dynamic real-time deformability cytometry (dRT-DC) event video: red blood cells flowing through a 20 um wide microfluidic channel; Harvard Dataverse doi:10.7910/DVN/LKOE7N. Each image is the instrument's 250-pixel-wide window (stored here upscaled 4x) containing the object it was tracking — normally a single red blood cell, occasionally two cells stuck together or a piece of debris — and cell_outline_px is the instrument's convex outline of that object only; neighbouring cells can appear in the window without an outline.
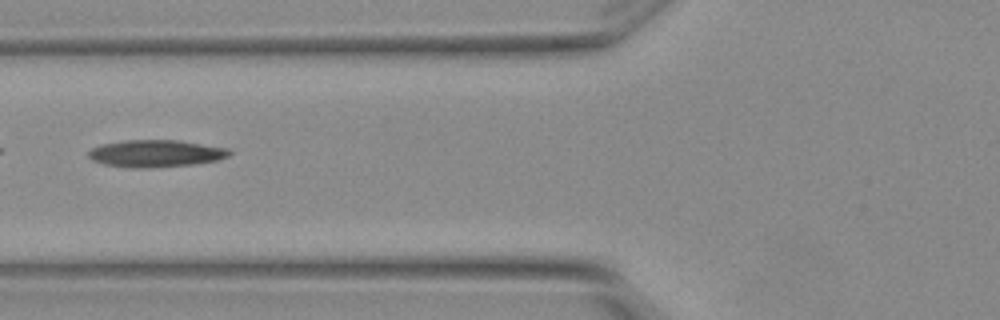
{"species": "Egyptian fruit bat (a non-hibernating species)", "species_latin": "Rousettus aegyptiacus", "temperature_condition": "warm", "stored_images_in_passage": 5, "camera_frame_rate_fps": 3000, "um_per_image_px": 0.085, "animal": {"sex": "female"}, "frame": {"image": 1, "passage_image": 5, "time_ms": 1.333, "image_size_px": [1000, 320], "cell_outline_px": [[232, 152], [228, 156], [216, 160], [192, 164], [140, 168], [104, 164], [92, 160], [88, 156], [88, 152], [92, 148], [100, 144], [124, 140], [176, 140], [228, 148]], "centroid_in_image_um": [13.21, 13.03], "position_along_channel_um": 112.6, "area_um2": 21.96}}